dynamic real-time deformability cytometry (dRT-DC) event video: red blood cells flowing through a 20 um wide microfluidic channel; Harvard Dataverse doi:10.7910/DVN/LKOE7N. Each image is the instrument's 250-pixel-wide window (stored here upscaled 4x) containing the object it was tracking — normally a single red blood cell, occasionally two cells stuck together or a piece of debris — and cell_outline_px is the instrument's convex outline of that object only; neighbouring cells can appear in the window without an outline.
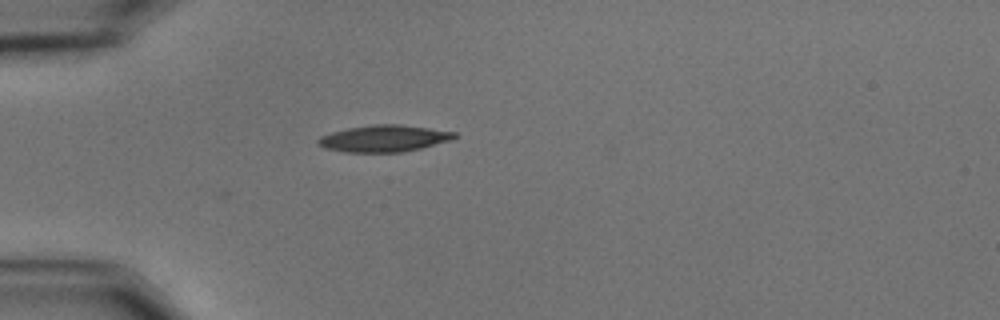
{"species": "common noctule bat (a hibernating species)", "species_latin": "Nyctalus noctula", "temperature_condition": "cold", "stored_images_in_passage": 2, "camera_frame_rate_fps": 3000, "um_per_image_px": 0.085, "animal": {"sex": "male", "body_mass_g": 15.6}, "frame": {"image": 1, "passage_image": 2, "time_ms": 0.333, "image_size_px": [1000, 320], "cell_outline_px": [[460, 136], [452, 140], [420, 148], [400, 152], [344, 152], [324, 148], [316, 144], [316, 140], [320, 136], [332, 132], [348, 128], [372, 124], [400, 124], [456, 132]], "centroid_in_image_um": [32.63, 11.77], "position_along_channel_um": 52.4, "area_um2": 21.33}}